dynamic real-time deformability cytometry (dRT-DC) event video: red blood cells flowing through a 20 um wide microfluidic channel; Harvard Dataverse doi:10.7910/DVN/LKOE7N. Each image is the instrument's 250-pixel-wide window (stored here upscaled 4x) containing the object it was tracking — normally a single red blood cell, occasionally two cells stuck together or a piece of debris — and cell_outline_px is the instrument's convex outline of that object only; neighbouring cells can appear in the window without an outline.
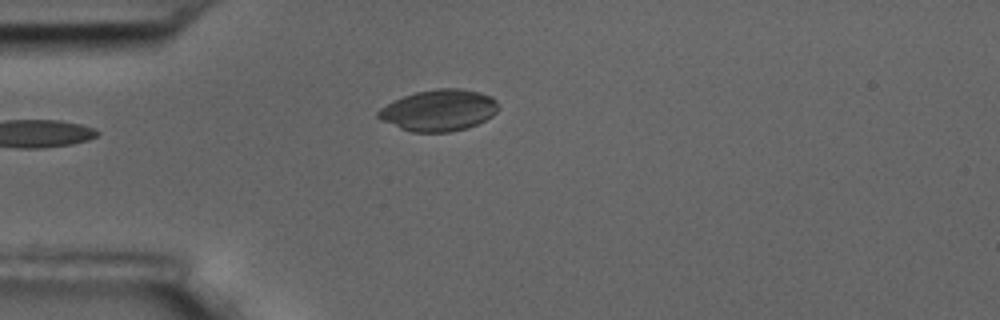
{"species": "common noctule bat (a hibernating species)", "species_latin": "Nyctalus noctula", "temperature_condition": "room temperature", "stored_images_in_passage": 5, "camera_frame_rate_fps": 3000, "um_per_image_px": 0.085, "animal": {"sex": "male", "body_mass_g": 17.5, "forearm_length_mm": 52.3}, "frame": {"image": 1, "passage_image": 5, "time_ms": 4.667, "image_size_px": [1000, 320], "cell_outline_px": [[500, 108], [492, 116], [468, 128], [448, 132], [412, 132], [400, 128], [380, 120], [376, 116], [376, 112], [380, 108], [404, 96], [416, 92], [436, 88], [460, 88], [480, 92], [492, 96], [496, 100]], "centroid_in_image_um": [37.32, 9.37], "position_along_channel_um": 47.7, "area_um2": 29.07}}